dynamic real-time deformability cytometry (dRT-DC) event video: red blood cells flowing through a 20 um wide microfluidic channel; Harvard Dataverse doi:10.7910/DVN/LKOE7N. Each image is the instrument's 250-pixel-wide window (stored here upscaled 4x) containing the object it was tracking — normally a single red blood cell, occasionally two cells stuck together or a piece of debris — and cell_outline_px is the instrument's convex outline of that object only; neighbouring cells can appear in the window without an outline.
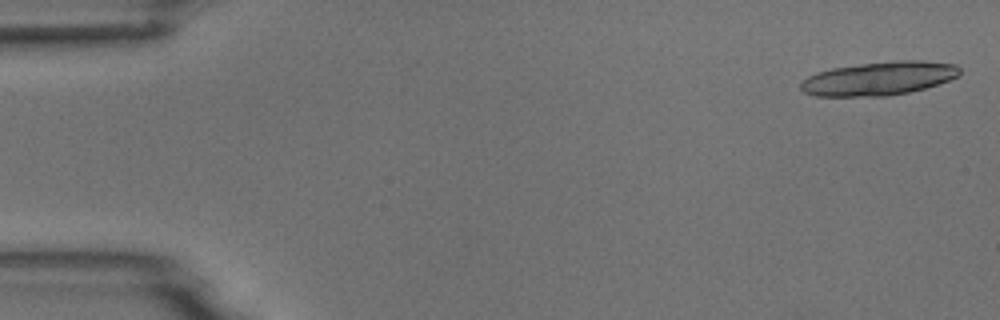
{"species": "common noctule bat (a hibernating species)", "species_latin": "Nyctalus noctula", "temperature_condition": "room temperature", "stored_images_in_passage": 5, "camera_frame_rate_fps": 3000, "um_per_image_px": 0.085, "animal": {"sex": "male", "body_mass_g": 18.8}, "frame": {"image": 1, "passage_image": 1, "time_ms": 0.0, "image_size_px": [1000, 320], "cell_outline_px": [[960, 76], [924, 88], [908, 92], [888, 96], [816, 96], [804, 92], [800, 88], [800, 84], [808, 76], [816, 72], [832, 68], [860, 64], [900, 60], [924, 60], [956, 64], [960, 68]], "centroid_in_image_um": [74.72, 6.66], "position_along_channel_um": 10.3, "area_um2": 31.1}}